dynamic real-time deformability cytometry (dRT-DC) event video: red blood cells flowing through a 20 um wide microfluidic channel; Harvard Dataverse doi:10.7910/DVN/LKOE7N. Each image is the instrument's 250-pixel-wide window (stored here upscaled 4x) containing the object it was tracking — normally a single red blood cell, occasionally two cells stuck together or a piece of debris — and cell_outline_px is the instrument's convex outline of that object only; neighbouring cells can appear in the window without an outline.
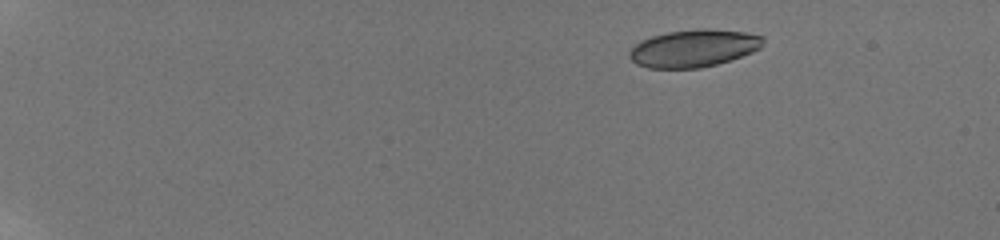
{"species": "human", "species_latin": "Homo sapiens", "temperature_condition": "room temperature", "stored_images_in_passage": 13, "camera_frame_rate_fps": 3000, "um_per_image_px": 0.085, "donor": {"sex": "male"}, "frame": {"image": 1, "passage_image": 1, "time_ms": 0.0, "image_size_px": [1000, 240], "cell_outline_px": [[764, 44], [760, 48], [752, 52], [716, 64], [700, 68], [648, 68], [636, 64], [628, 56], [628, 52], [640, 40], [652, 36], [668, 32], [700, 28], [708, 28], [744, 32], [764, 36]], "centroid_in_image_um": [58.95, 4.09], "position_along_channel_um": 26.0, "area_um2": 29.19}}
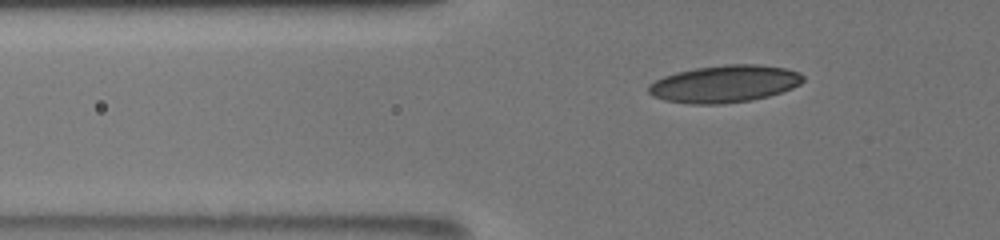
{"frame": {"image": 2, "passage_image": 9, "time_ms": 4.333, "image_size_px": [1000, 240], "cell_outline_px": [[804, 80], [800, 84], [792, 88], [768, 96], [752, 100], [720, 104], [688, 104], [664, 100], [652, 96], [648, 92], [648, 84], [664, 76], [676, 72], [696, 68], [724, 64], [760, 64], [784, 68], [800, 72], [804, 76]], "centroid_in_image_um": [61.58, 7.12], "position_along_channel_um": 64.2, "area_um2": 33.7}}
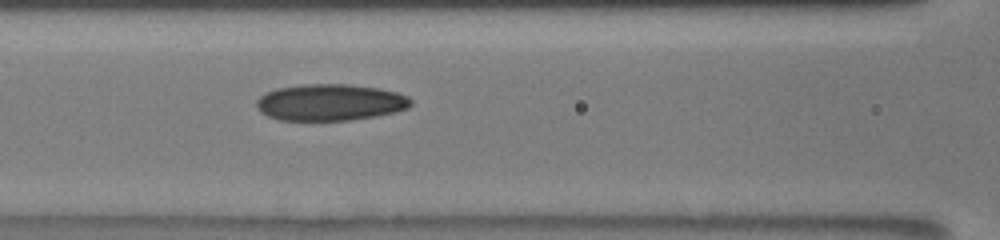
{"frame": {"image": 3, "passage_image": 13, "time_ms": 6.667, "image_size_px": [1000, 240], "cell_outline_px": [[412, 104], [408, 108], [396, 112], [376, 116], [352, 120], [280, 120], [268, 116], [260, 112], [256, 104], [256, 100], [264, 92], [276, 88], [304, 84], [348, 84], [376, 88], [396, 92], [408, 96], [412, 100]], "centroid_in_image_um": [28.05, 8.7], "position_along_channel_um": 138.5, "area_um2": 33.06}}